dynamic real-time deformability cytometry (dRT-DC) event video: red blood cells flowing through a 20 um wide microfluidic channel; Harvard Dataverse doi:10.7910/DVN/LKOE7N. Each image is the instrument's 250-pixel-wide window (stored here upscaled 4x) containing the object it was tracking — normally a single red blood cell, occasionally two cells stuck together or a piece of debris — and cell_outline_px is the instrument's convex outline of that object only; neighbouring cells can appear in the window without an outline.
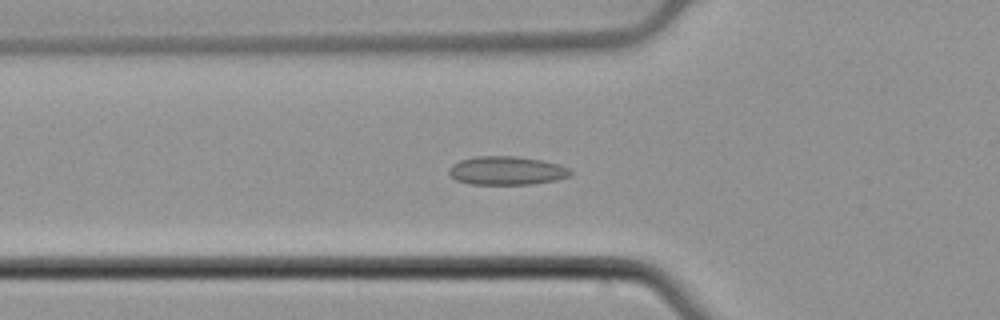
{"species": "common noctule bat (a hibernating species)", "species_latin": "Nyctalus noctula", "temperature_condition": "cold", "stored_images_in_passage": 45, "camera_frame_rate_fps": 3000, "um_per_image_px": 0.085, "animal": {"sex": "male", "body_mass_g": 21.5, "forearm_length_mm": 52.0}, "frame": {"image": 1, "passage_image": 10, "time_ms": 3.0, "image_size_px": [1000, 320], "cell_outline_px": [[572, 176], [556, 180], [532, 184], [468, 184], [456, 180], [448, 172], [448, 168], [452, 164], [460, 160], [476, 156], [516, 156], [540, 160], [560, 164], [568, 168], [572, 172]], "centroid_in_image_um": [43.07, 14.5], "position_along_channel_um": 82.7, "area_um2": 20.35}}
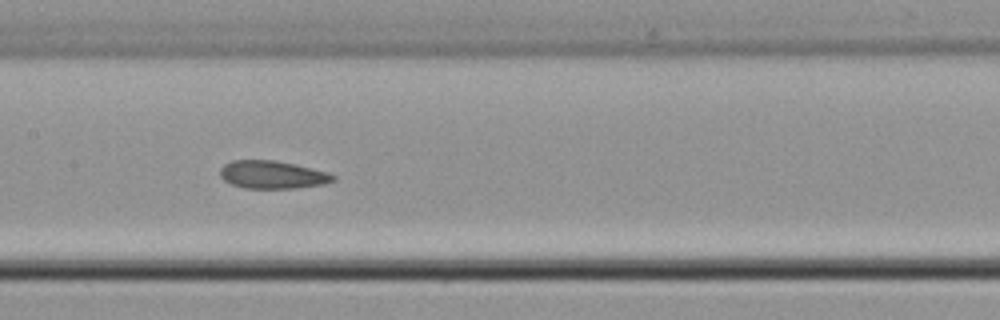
{"frame": {"image": 2, "passage_image": 18, "time_ms": 5.667, "image_size_px": [1000, 320], "cell_outline_px": [[336, 180], [324, 184], [296, 188], [244, 188], [232, 184], [224, 180], [220, 176], [220, 168], [224, 164], [232, 160], [276, 160], [296, 164], [328, 172], [336, 176]], "centroid_in_image_um": [23.17, 14.84], "position_along_channel_um": 184.2, "area_um2": 18.5}}
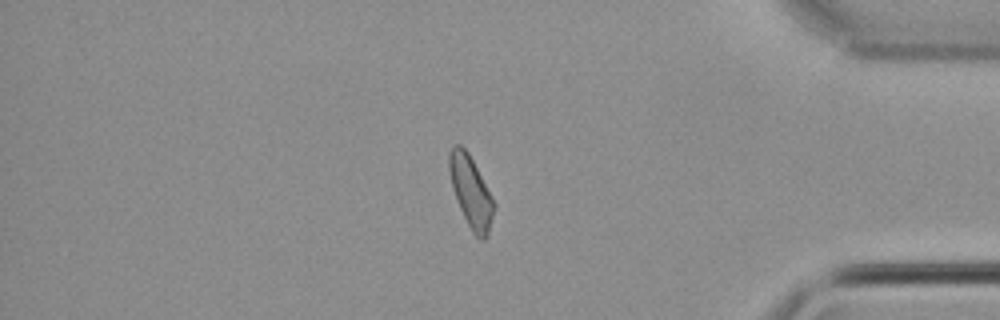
{"frame": {"image": 3, "passage_image": 37, "time_ms": 12.0, "image_size_px": [1000, 320], "cell_outline_px": [[496, 204], [488, 236], [484, 240], [480, 240], [472, 232], [456, 200], [448, 168], [448, 156], [452, 148], [456, 144], [460, 144], [468, 152], [492, 196]], "centroid_in_image_um": [40.04, 16.33], "position_along_channel_um": 395.2, "area_um2": 18.5}}